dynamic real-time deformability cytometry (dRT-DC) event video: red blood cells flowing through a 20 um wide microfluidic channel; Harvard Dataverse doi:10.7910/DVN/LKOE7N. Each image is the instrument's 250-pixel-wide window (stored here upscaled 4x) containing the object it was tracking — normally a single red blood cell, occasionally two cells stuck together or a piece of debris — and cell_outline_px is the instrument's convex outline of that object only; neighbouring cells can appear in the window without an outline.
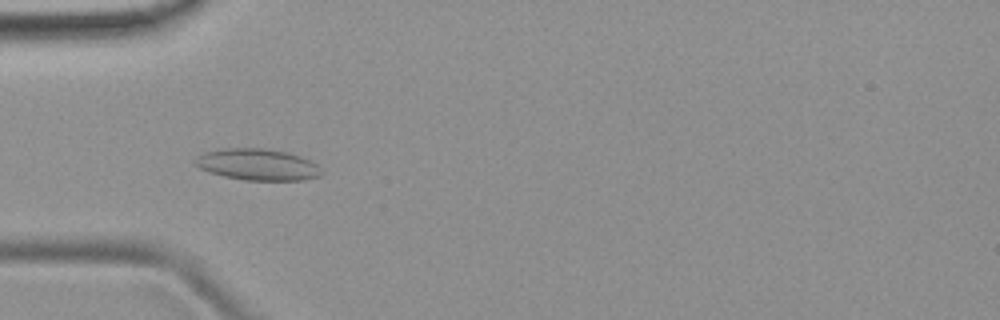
{"species": "common noctule bat (a hibernating species)", "species_latin": "Nyctalus noctula", "temperature_condition": "room temperature", "stored_images_in_passage": 7, "camera_frame_rate_fps": 3000, "um_per_image_px": 0.085, "animal": {"sex": "female", "body_mass_g": 19.9}, "frame": {"image": 1, "passage_image": 3, "time_ms": 2.333, "image_size_px": [1000, 320], "cell_outline_px": [[324, 172], [320, 176], [304, 180], [244, 180], [224, 176], [208, 172], [200, 168], [192, 160], [196, 156], [204, 152], [220, 148], [264, 148], [288, 152], [300, 156], [316, 164]], "centroid_in_image_um": [21.87, 13.98], "position_along_channel_um": 63.1, "area_um2": 23.35}}
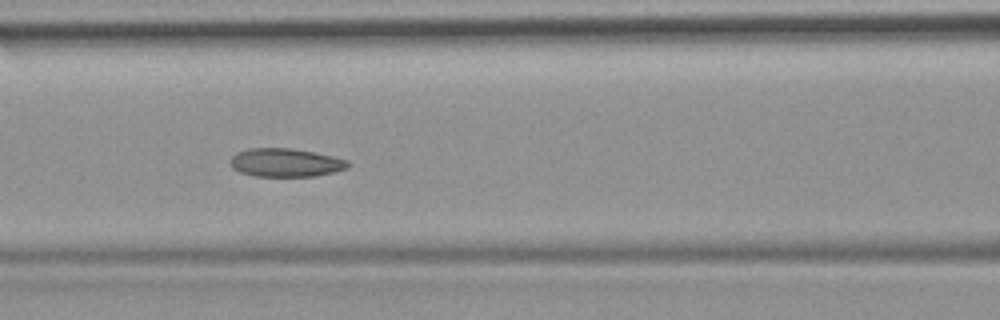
{"frame": {"image": 2, "passage_image": 5, "time_ms": 4.333, "image_size_px": [1000, 320], "cell_outline_px": [[352, 164], [348, 168], [316, 176], [256, 176], [240, 172], [232, 168], [232, 156], [236, 152], [248, 148], [292, 148], [332, 156], [348, 160]], "centroid_in_image_um": [24.3, 13.82], "position_along_channel_um": 142.3, "area_um2": 19.42}}
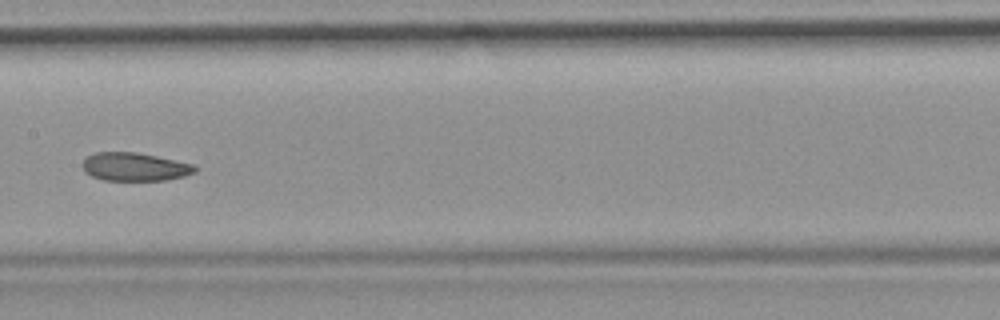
{"frame": {"image": 3, "passage_image": 6, "time_ms": 5.667, "image_size_px": [1000, 320], "cell_outline_px": [[196, 172], [184, 176], [164, 180], [104, 180], [92, 176], [84, 172], [80, 164], [88, 156], [96, 152], [136, 152], [196, 164]], "centroid_in_image_um": [11.44, 14.17], "position_along_channel_um": 196.0, "area_um2": 18.61}}